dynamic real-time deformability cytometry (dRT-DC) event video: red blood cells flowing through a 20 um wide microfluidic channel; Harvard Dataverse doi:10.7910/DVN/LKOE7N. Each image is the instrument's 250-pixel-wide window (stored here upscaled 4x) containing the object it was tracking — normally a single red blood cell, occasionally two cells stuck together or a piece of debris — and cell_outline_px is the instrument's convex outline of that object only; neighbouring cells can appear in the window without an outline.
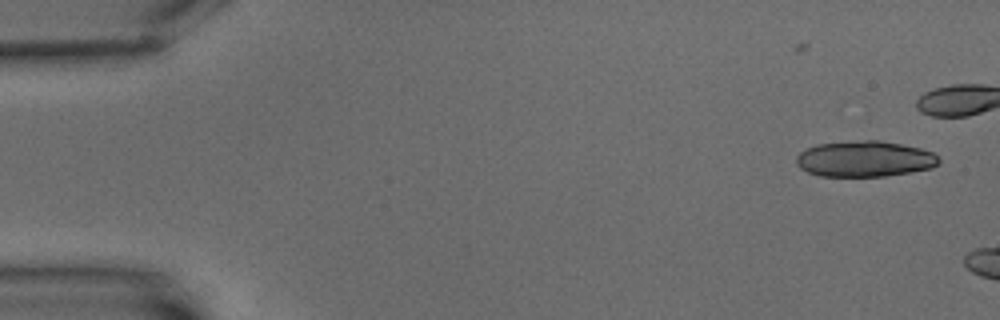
{"species": "common noctule bat (a hibernating species)", "species_latin": "Nyctalus noctula", "temperature_condition": "warm", "stored_images_in_passage": 2, "camera_frame_rate_fps": 3000, "um_per_image_px": 0.085, "animal": {"sex": "male", "body_mass_g": 15.6}, "frame": {"image": 1, "passage_image": 2, "time_ms": 1.0, "image_size_px": [1000, 320], "cell_outline_px": [[940, 164], [932, 168], [912, 172], [884, 176], [820, 176], [808, 172], [800, 168], [796, 164], [796, 156], [800, 152], [816, 144], [864, 140], [880, 140], [920, 148], [932, 152], [940, 160]], "centroid_in_image_um": [73.5, 13.51], "position_along_channel_um": 11.5, "area_um2": 29.82}}